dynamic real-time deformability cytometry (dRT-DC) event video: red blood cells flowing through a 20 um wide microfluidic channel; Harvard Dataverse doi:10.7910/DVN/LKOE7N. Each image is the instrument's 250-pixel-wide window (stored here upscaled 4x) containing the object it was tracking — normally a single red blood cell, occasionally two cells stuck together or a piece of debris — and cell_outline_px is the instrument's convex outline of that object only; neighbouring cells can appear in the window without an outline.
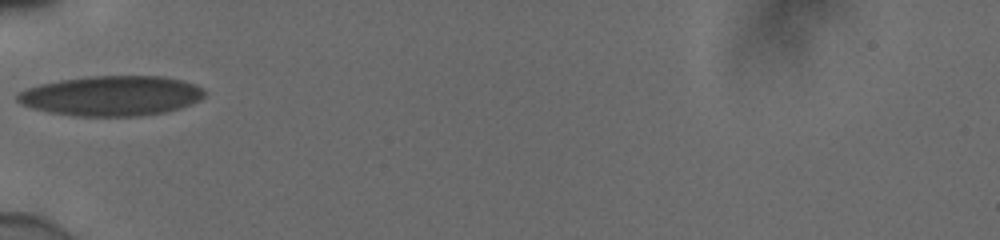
{"species": "human", "species_latin": "Homo sapiens", "temperature_condition": "cold", "stored_images_in_passage": 35, "camera_frame_rate_fps": 3000, "um_per_image_px": 0.085, "donor": {"sex": "male"}, "frame": {"image": 1, "passage_image": 1, "time_ms": 0.0, "image_size_px": [1000, 240], "cell_outline_px": [[204, 96], [200, 100], [192, 104], [168, 112], [140, 116], [72, 116], [48, 112], [32, 108], [16, 100], [16, 96], [20, 92], [28, 88], [40, 84], [60, 80], [92, 76], [160, 76], [180, 80], [196, 84], [204, 88]], "centroid_in_image_um": [9.51, 8.15], "position_along_channel_um": 75.5, "area_um2": 43.7}}
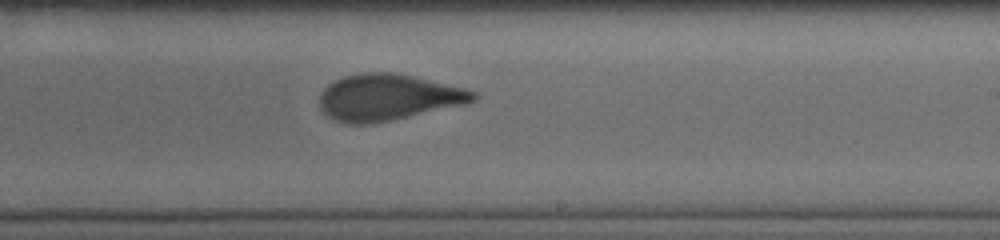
{"frame": {"image": 2, "passage_image": 15, "time_ms": 4.667, "image_size_px": [1000, 240], "cell_outline_px": [[480, 96], [476, 100], [464, 104], [392, 120], [372, 124], [348, 124], [336, 120], [328, 116], [320, 108], [320, 92], [328, 84], [344, 76], [360, 72], [392, 72], [412, 76], [464, 88], [476, 92]], "centroid_in_image_um": [32.96, 8.27], "position_along_channel_um": 256.0, "area_um2": 41.38}}
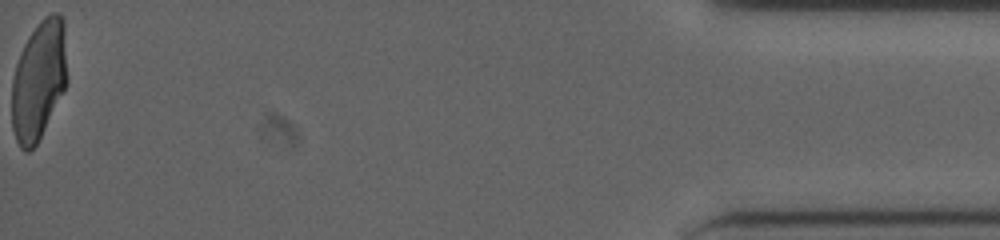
{"frame": {"image": 3, "passage_image": 35, "time_ms": 11.333, "image_size_px": [1000, 240], "cell_outline_px": [[68, 84], [36, 144], [28, 152], [24, 152], [20, 148], [16, 140], [12, 128], [12, 80], [16, 64], [20, 52], [28, 36], [40, 20], [44, 16], [52, 12], [60, 12], [64, 20], [68, 76]], "centroid_in_image_um": [3.32, 6.78], "position_along_channel_um": 431.9, "area_um2": 39.07}, "authors_computed_cell_mechanics": {"area_um2": 41.2692, "velocity_mm_per_s": 3.8795, "shape_relaxation_time_tau1_ms": null, "shape_relaxation_time_tau2_ms": 0.8624, "deformation_change_tau1": null, "deformation_change_tau2": 0.0766}}